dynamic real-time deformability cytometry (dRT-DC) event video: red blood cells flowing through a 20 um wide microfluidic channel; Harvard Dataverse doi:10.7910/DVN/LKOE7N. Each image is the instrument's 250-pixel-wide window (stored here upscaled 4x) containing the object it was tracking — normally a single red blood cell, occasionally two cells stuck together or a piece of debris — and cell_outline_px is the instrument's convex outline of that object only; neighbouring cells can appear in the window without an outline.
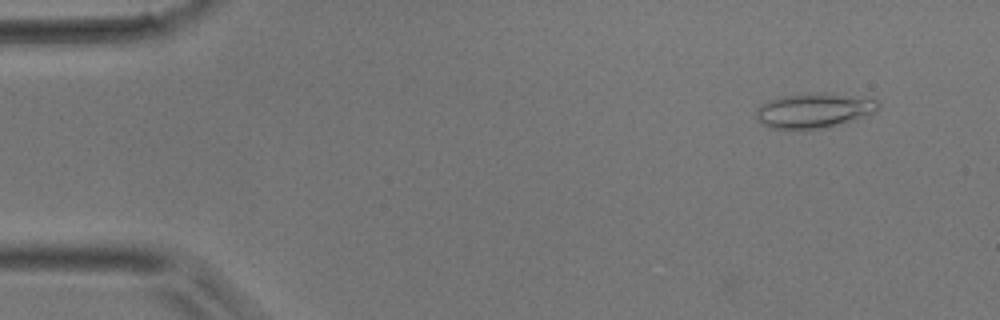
{"species": "common noctule bat (a hibernating species)", "species_latin": "Nyctalus noctula", "temperature_condition": "room temperature", "stored_images_in_passage": 45, "camera_frame_rate_fps": 3000, "um_per_image_px": 0.085, "animal": {"sex": "male", "body_mass_g": 17.9}, "frame": {"image": 1, "passage_image": 1, "time_ms": 0.0, "image_size_px": [1000, 320], "cell_outline_px": [[880, 108], [864, 116], [828, 128], [800, 132], [772, 128], [760, 124], [756, 116], [756, 108], [760, 104], [768, 100], [780, 96], [812, 92], [832, 92], [876, 100], [880, 104]], "centroid_in_image_um": [69.11, 9.42], "position_along_channel_um": 15.9, "area_um2": 25.72}}
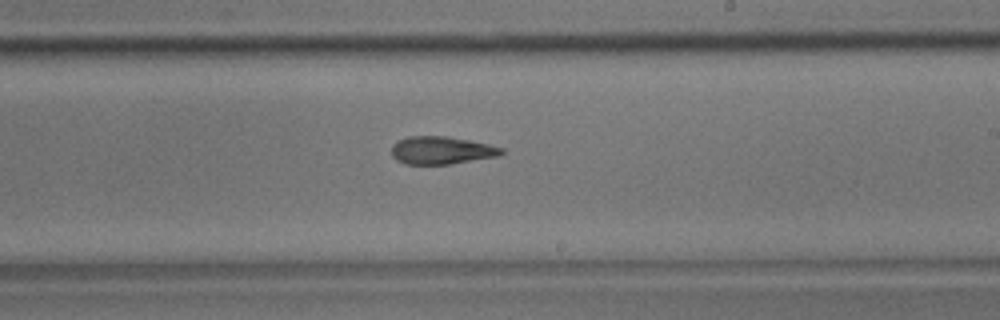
{"frame": {"image": 2, "passage_image": 25, "time_ms": 8.0, "image_size_px": [1000, 320], "cell_outline_px": [[504, 152], [500, 156], [448, 164], [404, 164], [396, 160], [392, 156], [392, 144], [408, 136], [448, 136], [488, 144], [504, 148]], "centroid_in_image_um": [37.53, 12.78], "position_along_channel_um": 251.5, "area_um2": 17.8}}
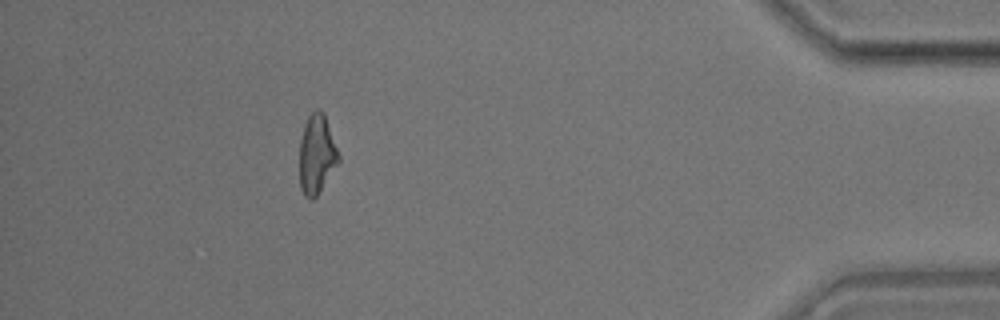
{"frame": {"image": 3, "passage_image": 40, "time_ms": 13.0, "image_size_px": [1000, 320], "cell_outline_px": [[340, 160], [316, 196], [312, 200], [304, 196], [300, 188], [300, 140], [304, 124], [308, 116], [316, 108], [320, 108], [324, 112], [340, 156]], "centroid_in_image_um": [26.92, 13.08], "position_along_channel_um": 408.3, "area_um2": 18.03}}